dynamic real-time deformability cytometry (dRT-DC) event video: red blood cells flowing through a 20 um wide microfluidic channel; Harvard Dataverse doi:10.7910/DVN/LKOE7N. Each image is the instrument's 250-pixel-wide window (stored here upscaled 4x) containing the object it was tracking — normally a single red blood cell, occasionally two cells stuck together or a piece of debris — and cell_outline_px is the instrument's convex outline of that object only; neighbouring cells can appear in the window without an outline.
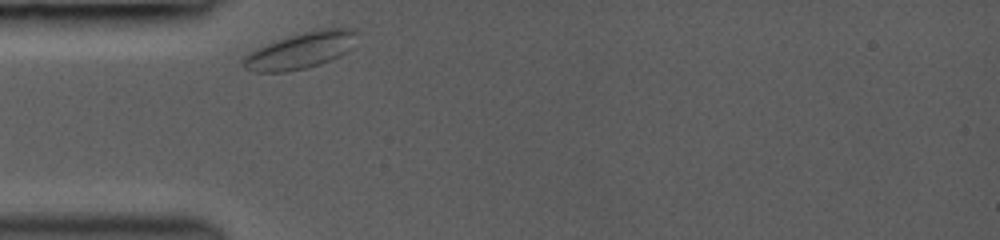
{"species": "common noctule bat (a hibernating species)", "species_latin": "Nyctalus noctula", "temperature_condition": "room temperature", "stored_images_in_passage": 28, "camera_frame_rate_fps": 3000, "um_per_image_px": 0.085, "animal": {"sex": "female", "body_mass_g": 19.0, "forearm_length_mm": 53.3}, "frame": {"image": 1, "passage_image": 1, "time_ms": 0.0, "image_size_px": [1000, 240], "cell_outline_px": [[356, 32], [352, 48], [320, 64], [304, 68], [284, 72], [256, 72], [244, 68], [240, 64], [240, 60], [244, 56], [268, 44], [304, 32], [320, 28], [356, 28]], "centroid_in_image_um": [25.54, 4.3], "position_along_channel_um": 59.5, "area_um2": 23.41}}
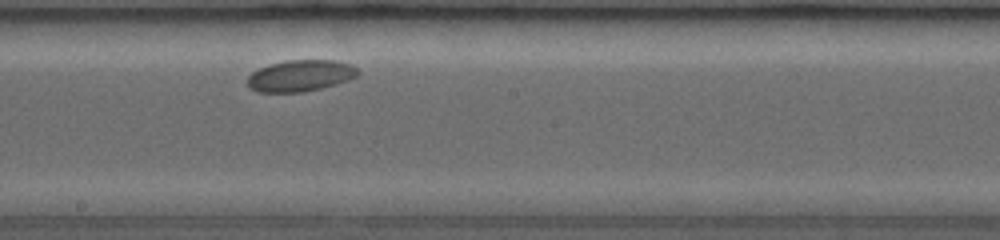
{"frame": {"image": 2, "passage_image": 13, "time_ms": 4.667, "image_size_px": [1000, 240], "cell_outline_px": [[360, 72], [356, 76], [348, 80], [336, 84], [304, 92], [256, 92], [248, 88], [244, 80], [252, 72], [268, 64], [288, 60], [336, 60], [352, 64]], "centroid_in_image_um": [25.48, 6.44], "position_along_channel_um": 222.7, "area_um2": 20.52}}
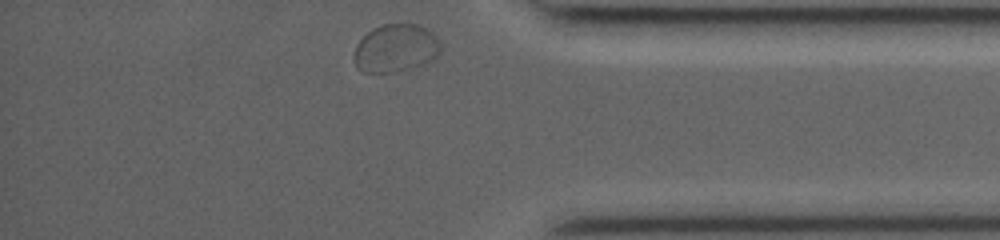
{"frame": {"image": 3, "passage_image": 28, "time_ms": 9.667, "image_size_px": [1000, 240], "cell_outline_px": [[440, 52], [432, 60], [396, 72], [364, 72], [356, 68], [352, 60], [356, 44], [372, 28], [380, 24], [420, 24], [432, 32], [440, 40]], "centroid_in_image_um": [33.6, 4.08], "position_along_channel_um": 401.6, "area_um2": 24.33}}